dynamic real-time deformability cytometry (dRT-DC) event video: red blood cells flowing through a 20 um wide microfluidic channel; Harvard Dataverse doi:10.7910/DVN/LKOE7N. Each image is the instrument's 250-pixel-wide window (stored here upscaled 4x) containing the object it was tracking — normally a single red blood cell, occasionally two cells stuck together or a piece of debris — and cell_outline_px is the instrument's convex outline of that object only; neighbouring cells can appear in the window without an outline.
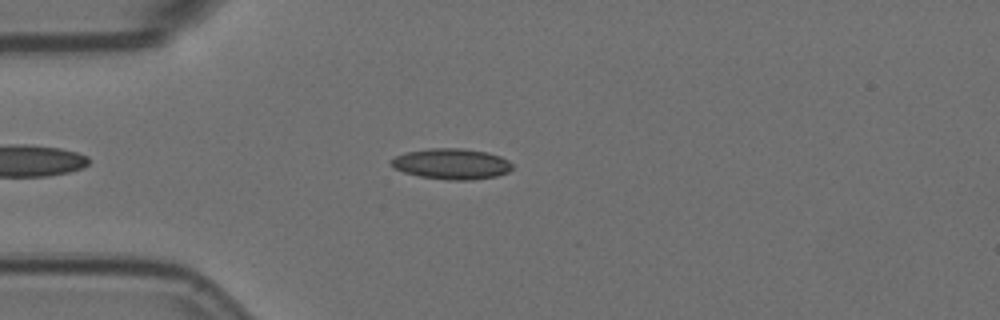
{"species": "Egyptian fruit bat (a non-hibernating species)", "species_latin": "Rousettus aegyptiacus", "temperature_condition": "room temperature", "stored_images_in_passage": 46, "camera_frame_rate_fps": 3000, "um_per_image_px": 0.085, "animal": {"sex": "female"}, "frame": {"image": 1, "passage_image": 8, "time_ms": 2.333, "image_size_px": [1000, 320], "cell_outline_px": [[512, 168], [508, 172], [496, 176], [472, 180], [448, 180], [420, 176], [404, 172], [396, 168], [388, 160], [404, 152], [428, 148], [464, 148], [488, 152], [500, 156], [508, 160], [512, 164]], "centroid_in_image_um": [38.39, 13.92], "position_along_channel_um": 46.6, "area_um2": 21.79}}
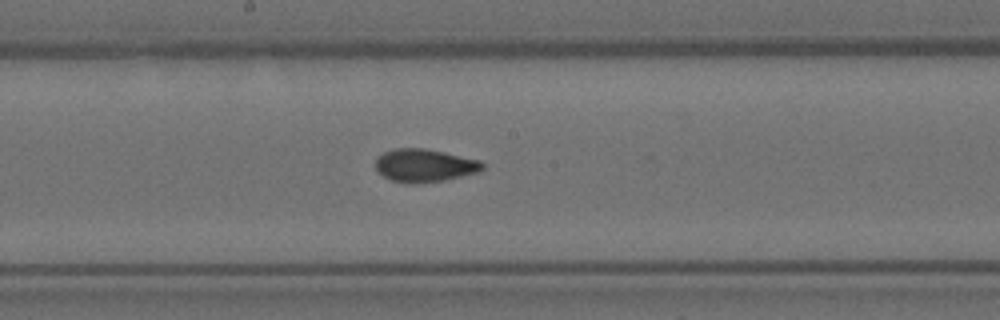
{"frame": {"image": 2, "passage_image": 23, "time_ms": 7.333, "image_size_px": [1000, 320], "cell_outline_px": [[484, 168], [480, 172], [444, 180], [416, 184], [412, 184], [392, 180], [384, 176], [376, 168], [376, 160], [384, 152], [396, 148], [424, 148], [444, 152], [480, 160], [484, 164]], "centroid_in_image_um": [36.12, 14.06], "position_along_channel_um": 212.1, "area_um2": 20.46}}
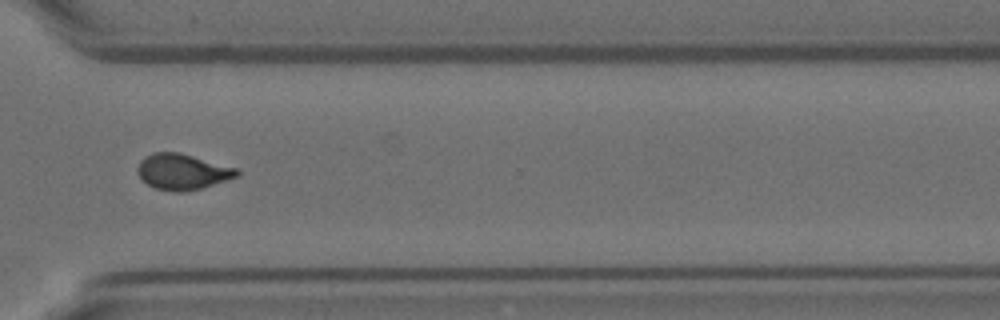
{"frame": {"image": 3, "passage_image": 35, "time_ms": 11.333, "image_size_px": [1000, 320], "cell_outline_px": [[240, 176], [200, 188], [184, 192], [172, 192], [156, 188], [148, 184], [136, 172], [136, 168], [140, 160], [144, 156], [152, 152], [180, 152], [236, 168], [240, 172]], "centroid_in_image_um": [15.49, 14.59], "position_along_channel_um": 355.1, "area_um2": 20.75}, "authors_computed_cell_mechanics": {"area_um2": 20.3456, "velocity_mm_per_s": 3.5911, "shape_relaxation_time_tau1_ms": 5.7984, "shape_relaxation_time_tau2_ms": 1.8298, "deformation_change_tau1": 0.1609, "deformation_change_tau2": 0.0593}}